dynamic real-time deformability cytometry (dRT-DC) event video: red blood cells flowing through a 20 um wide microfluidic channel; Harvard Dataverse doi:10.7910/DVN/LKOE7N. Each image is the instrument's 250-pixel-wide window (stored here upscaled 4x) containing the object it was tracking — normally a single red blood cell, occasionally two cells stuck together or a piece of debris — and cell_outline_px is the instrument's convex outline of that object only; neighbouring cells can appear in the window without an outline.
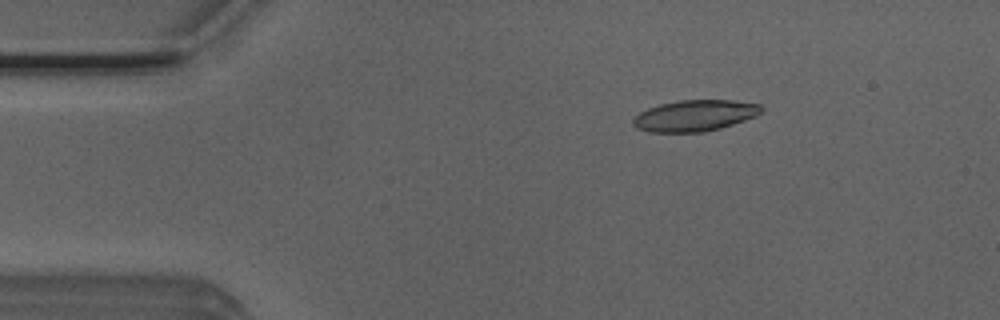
{"species": "Egyptian fruit bat (a non-hibernating species)", "species_latin": "Rousettus aegyptiacus", "temperature_condition": "room temperature", "stored_images_in_passage": 6, "camera_frame_rate_fps": 3000, "um_per_image_px": 0.085, "animal": {"sex": "male"}, "frame": {"image": 1, "passage_image": 3, "time_ms": 0.667, "image_size_px": [1000, 320], "cell_outline_px": [[764, 108], [756, 116], [720, 128], [704, 132], [648, 132], [636, 128], [632, 124], [632, 120], [640, 112], [648, 108], [660, 104], [680, 100], [732, 100], [760, 104]], "centroid_in_image_um": [59.04, 9.83], "position_along_channel_um": 26.0, "area_um2": 23.29}}